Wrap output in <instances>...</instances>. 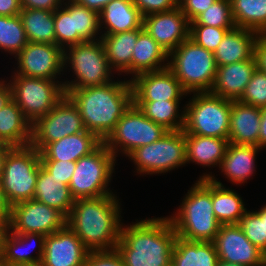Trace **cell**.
Returning <instances> with one entry per match:
<instances>
[{
	"label": "cell",
	"instance_id": "cell-1",
	"mask_svg": "<svg viewBox=\"0 0 266 266\" xmlns=\"http://www.w3.org/2000/svg\"><path fill=\"white\" fill-rule=\"evenodd\" d=\"M119 204L114 194L76 199L66 225L89 251L114 250L122 227Z\"/></svg>",
	"mask_w": 266,
	"mask_h": 266
},
{
	"label": "cell",
	"instance_id": "cell-2",
	"mask_svg": "<svg viewBox=\"0 0 266 266\" xmlns=\"http://www.w3.org/2000/svg\"><path fill=\"white\" fill-rule=\"evenodd\" d=\"M176 237L169 218H148L122 225L115 249L124 266H171Z\"/></svg>",
	"mask_w": 266,
	"mask_h": 266
},
{
	"label": "cell",
	"instance_id": "cell-3",
	"mask_svg": "<svg viewBox=\"0 0 266 266\" xmlns=\"http://www.w3.org/2000/svg\"><path fill=\"white\" fill-rule=\"evenodd\" d=\"M65 93L77 106L85 129L96 134L102 141L133 103L130 80L112 81L106 85Z\"/></svg>",
	"mask_w": 266,
	"mask_h": 266
},
{
	"label": "cell",
	"instance_id": "cell-4",
	"mask_svg": "<svg viewBox=\"0 0 266 266\" xmlns=\"http://www.w3.org/2000/svg\"><path fill=\"white\" fill-rule=\"evenodd\" d=\"M168 218L178 237L188 241L213 242L221 224L213 210L212 180H197L188 190L178 212Z\"/></svg>",
	"mask_w": 266,
	"mask_h": 266
},
{
	"label": "cell",
	"instance_id": "cell-5",
	"mask_svg": "<svg viewBox=\"0 0 266 266\" xmlns=\"http://www.w3.org/2000/svg\"><path fill=\"white\" fill-rule=\"evenodd\" d=\"M168 58V68L187 93L191 95L192 92H210L217 71L212 51L188 38Z\"/></svg>",
	"mask_w": 266,
	"mask_h": 266
},
{
	"label": "cell",
	"instance_id": "cell-6",
	"mask_svg": "<svg viewBox=\"0 0 266 266\" xmlns=\"http://www.w3.org/2000/svg\"><path fill=\"white\" fill-rule=\"evenodd\" d=\"M184 106L185 134L228 139L232 100L210 92H193Z\"/></svg>",
	"mask_w": 266,
	"mask_h": 266
},
{
	"label": "cell",
	"instance_id": "cell-7",
	"mask_svg": "<svg viewBox=\"0 0 266 266\" xmlns=\"http://www.w3.org/2000/svg\"><path fill=\"white\" fill-rule=\"evenodd\" d=\"M40 166V152L31 144L8 151L0 182L11 206L33 199Z\"/></svg>",
	"mask_w": 266,
	"mask_h": 266
},
{
	"label": "cell",
	"instance_id": "cell-8",
	"mask_svg": "<svg viewBox=\"0 0 266 266\" xmlns=\"http://www.w3.org/2000/svg\"><path fill=\"white\" fill-rule=\"evenodd\" d=\"M98 37L99 40L84 41L64 49V65L71 64L69 67L76 75V80L63 82L65 91L112 82V69L100 40L101 36Z\"/></svg>",
	"mask_w": 266,
	"mask_h": 266
},
{
	"label": "cell",
	"instance_id": "cell-9",
	"mask_svg": "<svg viewBox=\"0 0 266 266\" xmlns=\"http://www.w3.org/2000/svg\"><path fill=\"white\" fill-rule=\"evenodd\" d=\"M115 160L113 153L102 143L91 154L76 161V168L69 183L75 200L113 195L107 186L112 179Z\"/></svg>",
	"mask_w": 266,
	"mask_h": 266
},
{
	"label": "cell",
	"instance_id": "cell-10",
	"mask_svg": "<svg viewBox=\"0 0 266 266\" xmlns=\"http://www.w3.org/2000/svg\"><path fill=\"white\" fill-rule=\"evenodd\" d=\"M11 98L33 124L66 95L63 82L15 75L10 80Z\"/></svg>",
	"mask_w": 266,
	"mask_h": 266
},
{
	"label": "cell",
	"instance_id": "cell-11",
	"mask_svg": "<svg viewBox=\"0 0 266 266\" xmlns=\"http://www.w3.org/2000/svg\"><path fill=\"white\" fill-rule=\"evenodd\" d=\"M167 132L168 130L151 121L132 103L103 143L115 157L120 150L128 156L133 150L154 143Z\"/></svg>",
	"mask_w": 266,
	"mask_h": 266
},
{
	"label": "cell",
	"instance_id": "cell-12",
	"mask_svg": "<svg viewBox=\"0 0 266 266\" xmlns=\"http://www.w3.org/2000/svg\"><path fill=\"white\" fill-rule=\"evenodd\" d=\"M128 157L137 165L140 174H162L185 165V132L168 131L154 143L133 150Z\"/></svg>",
	"mask_w": 266,
	"mask_h": 266
},
{
	"label": "cell",
	"instance_id": "cell-13",
	"mask_svg": "<svg viewBox=\"0 0 266 266\" xmlns=\"http://www.w3.org/2000/svg\"><path fill=\"white\" fill-rule=\"evenodd\" d=\"M84 131L77 106L65 95L52 110L32 124L30 144L40 152L48 143Z\"/></svg>",
	"mask_w": 266,
	"mask_h": 266
},
{
	"label": "cell",
	"instance_id": "cell-14",
	"mask_svg": "<svg viewBox=\"0 0 266 266\" xmlns=\"http://www.w3.org/2000/svg\"><path fill=\"white\" fill-rule=\"evenodd\" d=\"M10 231L50 235L66 226V217L58 210L34 199L11 206Z\"/></svg>",
	"mask_w": 266,
	"mask_h": 266
},
{
	"label": "cell",
	"instance_id": "cell-15",
	"mask_svg": "<svg viewBox=\"0 0 266 266\" xmlns=\"http://www.w3.org/2000/svg\"><path fill=\"white\" fill-rule=\"evenodd\" d=\"M15 57L19 69L14 75L55 80L66 69L64 50L56 44L28 42Z\"/></svg>",
	"mask_w": 266,
	"mask_h": 266
},
{
	"label": "cell",
	"instance_id": "cell-16",
	"mask_svg": "<svg viewBox=\"0 0 266 266\" xmlns=\"http://www.w3.org/2000/svg\"><path fill=\"white\" fill-rule=\"evenodd\" d=\"M213 243L218 260L242 266H266V254L249 241L238 224L221 225Z\"/></svg>",
	"mask_w": 266,
	"mask_h": 266
},
{
	"label": "cell",
	"instance_id": "cell-17",
	"mask_svg": "<svg viewBox=\"0 0 266 266\" xmlns=\"http://www.w3.org/2000/svg\"><path fill=\"white\" fill-rule=\"evenodd\" d=\"M143 28L170 54L189 38L190 22L178 6L143 17Z\"/></svg>",
	"mask_w": 266,
	"mask_h": 266
},
{
	"label": "cell",
	"instance_id": "cell-18",
	"mask_svg": "<svg viewBox=\"0 0 266 266\" xmlns=\"http://www.w3.org/2000/svg\"><path fill=\"white\" fill-rule=\"evenodd\" d=\"M130 81L133 101L181 100L188 94L168 67L138 74Z\"/></svg>",
	"mask_w": 266,
	"mask_h": 266
},
{
	"label": "cell",
	"instance_id": "cell-19",
	"mask_svg": "<svg viewBox=\"0 0 266 266\" xmlns=\"http://www.w3.org/2000/svg\"><path fill=\"white\" fill-rule=\"evenodd\" d=\"M89 250L66 225L45 236L42 266H85Z\"/></svg>",
	"mask_w": 266,
	"mask_h": 266
},
{
	"label": "cell",
	"instance_id": "cell-20",
	"mask_svg": "<svg viewBox=\"0 0 266 266\" xmlns=\"http://www.w3.org/2000/svg\"><path fill=\"white\" fill-rule=\"evenodd\" d=\"M256 68L255 56L217 67L210 93L232 101L239 100Z\"/></svg>",
	"mask_w": 266,
	"mask_h": 266
},
{
	"label": "cell",
	"instance_id": "cell-21",
	"mask_svg": "<svg viewBox=\"0 0 266 266\" xmlns=\"http://www.w3.org/2000/svg\"><path fill=\"white\" fill-rule=\"evenodd\" d=\"M103 141L93 132L84 131L48 143L40 151L41 161H78L91 154Z\"/></svg>",
	"mask_w": 266,
	"mask_h": 266
},
{
	"label": "cell",
	"instance_id": "cell-22",
	"mask_svg": "<svg viewBox=\"0 0 266 266\" xmlns=\"http://www.w3.org/2000/svg\"><path fill=\"white\" fill-rule=\"evenodd\" d=\"M261 108L232 101L228 141L235 144L258 146Z\"/></svg>",
	"mask_w": 266,
	"mask_h": 266
},
{
	"label": "cell",
	"instance_id": "cell-23",
	"mask_svg": "<svg viewBox=\"0 0 266 266\" xmlns=\"http://www.w3.org/2000/svg\"><path fill=\"white\" fill-rule=\"evenodd\" d=\"M103 25L102 35L136 30L143 28V16L132 0H113L99 12L100 29Z\"/></svg>",
	"mask_w": 266,
	"mask_h": 266
},
{
	"label": "cell",
	"instance_id": "cell-24",
	"mask_svg": "<svg viewBox=\"0 0 266 266\" xmlns=\"http://www.w3.org/2000/svg\"><path fill=\"white\" fill-rule=\"evenodd\" d=\"M258 35L244 28L230 30L213 52L217 67L251 59Z\"/></svg>",
	"mask_w": 266,
	"mask_h": 266
},
{
	"label": "cell",
	"instance_id": "cell-25",
	"mask_svg": "<svg viewBox=\"0 0 266 266\" xmlns=\"http://www.w3.org/2000/svg\"><path fill=\"white\" fill-rule=\"evenodd\" d=\"M31 136L32 124L11 99L0 110V144L11 147L26 146L31 143Z\"/></svg>",
	"mask_w": 266,
	"mask_h": 266
},
{
	"label": "cell",
	"instance_id": "cell-26",
	"mask_svg": "<svg viewBox=\"0 0 266 266\" xmlns=\"http://www.w3.org/2000/svg\"><path fill=\"white\" fill-rule=\"evenodd\" d=\"M34 200L46 204L68 217L75 198L69 186L57 180L42 164L39 169Z\"/></svg>",
	"mask_w": 266,
	"mask_h": 266
},
{
	"label": "cell",
	"instance_id": "cell-27",
	"mask_svg": "<svg viewBox=\"0 0 266 266\" xmlns=\"http://www.w3.org/2000/svg\"><path fill=\"white\" fill-rule=\"evenodd\" d=\"M260 149L262 150L255 145L229 142L219 168L231 182L244 183L255 171V157Z\"/></svg>",
	"mask_w": 266,
	"mask_h": 266
},
{
	"label": "cell",
	"instance_id": "cell-28",
	"mask_svg": "<svg viewBox=\"0 0 266 266\" xmlns=\"http://www.w3.org/2000/svg\"><path fill=\"white\" fill-rule=\"evenodd\" d=\"M169 54L143 29L133 48L131 74L159 71L168 67ZM163 64V65H162ZM135 74V75H134Z\"/></svg>",
	"mask_w": 266,
	"mask_h": 266
},
{
	"label": "cell",
	"instance_id": "cell-29",
	"mask_svg": "<svg viewBox=\"0 0 266 266\" xmlns=\"http://www.w3.org/2000/svg\"><path fill=\"white\" fill-rule=\"evenodd\" d=\"M211 174H204L200 179L212 180V203L215 218L221 225L239 224L246 213L242 197L234 190L225 189L220 181Z\"/></svg>",
	"mask_w": 266,
	"mask_h": 266
},
{
	"label": "cell",
	"instance_id": "cell-30",
	"mask_svg": "<svg viewBox=\"0 0 266 266\" xmlns=\"http://www.w3.org/2000/svg\"><path fill=\"white\" fill-rule=\"evenodd\" d=\"M144 28L119 32L112 35H101L109 66L112 70L131 74L132 52L139 33Z\"/></svg>",
	"mask_w": 266,
	"mask_h": 266
},
{
	"label": "cell",
	"instance_id": "cell-31",
	"mask_svg": "<svg viewBox=\"0 0 266 266\" xmlns=\"http://www.w3.org/2000/svg\"><path fill=\"white\" fill-rule=\"evenodd\" d=\"M187 163L215 167L221 165L225 156L228 139L185 134ZM190 161V162H189ZM212 165V166H211Z\"/></svg>",
	"mask_w": 266,
	"mask_h": 266
},
{
	"label": "cell",
	"instance_id": "cell-32",
	"mask_svg": "<svg viewBox=\"0 0 266 266\" xmlns=\"http://www.w3.org/2000/svg\"><path fill=\"white\" fill-rule=\"evenodd\" d=\"M218 254L213 242L188 241L176 237L171 266H217Z\"/></svg>",
	"mask_w": 266,
	"mask_h": 266
},
{
	"label": "cell",
	"instance_id": "cell-33",
	"mask_svg": "<svg viewBox=\"0 0 266 266\" xmlns=\"http://www.w3.org/2000/svg\"><path fill=\"white\" fill-rule=\"evenodd\" d=\"M44 240L45 235L39 233L19 234L9 231L5 240L0 263L6 266L40 264L44 255ZM28 241H35L34 243H38V253L36 256L31 255L30 252L21 251L23 246H26V244L29 245L27 243Z\"/></svg>",
	"mask_w": 266,
	"mask_h": 266
},
{
	"label": "cell",
	"instance_id": "cell-34",
	"mask_svg": "<svg viewBox=\"0 0 266 266\" xmlns=\"http://www.w3.org/2000/svg\"><path fill=\"white\" fill-rule=\"evenodd\" d=\"M19 15L28 42L56 44L54 12L42 9H22Z\"/></svg>",
	"mask_w": 266,
	"mask_h": 266
},
{
	"label": "cell",
	"instance_id": "cell-35",
	"mask_svg": "<svg viewBox=\"0 0 266 266\" xmlns=\"http://www.w3.org/2000/svg\"><path fill=\"white\" fill-rule=\"evenodd\" d=\"M179 102L180 100L133 101L147 118L168 131L183 130L184 110L181 114L178 112Z\"/></svg>",
	"mask_w": 266,
	"mask_h": 266
},
{
	"label": "cell",
	"instance_id": "cell-36",
	"mask_svg": "<svg viewBox=\"0 0 266 266\" xmlns=\"http://www.w3.org/2000/svg\"><path fill=\"white\" fill-rule=\"evenodd\" d=\"M235 27L266 33V0H230Z\"/></svg>",
	"mask_w": 266,
	"mask_h": 266
},
{
	"label": "cell",
	"instance_id": "cell-37",
	"mask_svg": "<svg viewBox=\"0 0 266 266\" xmlns=\"http://www.w3.org/2000/svg\"><path fill=\"white\" fill-rule=\"evenodd\" d=\"M28 44L20 15H0V49L15 56Z\"/></svg>",
	"mask_w": 266,
	"mask_h": 266
},
{
	"label": "cell",
	"instance_id": "cell-38",
	"mask_svg": "<svg viewBox=\"0 0 266 266\" xmlns=\"http://www.w3.org/2000/svg\"><path fill=\"white\" fill-rule=\"evenodd\" d=\"M66 2L64 4L62 3L61 7L54 11L56 45L63 50L65 47L67 48L84 42L78 33L74 32L73 0Z\"/></svg>",
	"mask_w": 266,
	"mask_h": 266
},
{
	"label": "cell",
	"instance_id": "cell-39",
	"mask_svg": "<svg viewBox=\"0 0 266 266\" xmlns=\"http://www.w3.org/2000/svg\"><path fill=\"white\" fill-rule=\"evenodd\" d=\"M238 225L249 241L266 254V205L259 211H246Z\"/></svg>",
	"mask_w": 266,
	"mask_h": 266
},
{
	"label": "cell",
	"instance_id": "cell-40",
	"mask_svg": "<svg viewBox=\"0 0 266 266\" xmlns=\"http://www.w3.org/2000/svg\"><path fill=\"white\" fill-rule=\"evenodd\" d=\"M190 25L235 28L230 0H216L208 9L190 22Z\"/></svg>",
	"mask_w": 266,
	"mask_h": 266
},
{
	"label": "cell",
	"instance_id": "cell-41",
	"mask_svg": "<svg viewBox=\"0 0 266 266\" xmlns=\"http://www.w3.org/2000/svg\"><path fill=\"white\" fill-rule=\"evenodd\" d=\"M74 32L84 41L98 40L96 34L100 31L99 13L73 1Z\"/></svg>",
	"mask_w": 266,
	"mask_h": 266
},
{
	"label": "cell",
	"instance_id": "cell-42",
	"mask_svg": "<svg viewBox=\"0 0 266 266\" xmlns=\"http://www.w3.org/2000/svg\"><path fill=\"white\" fill-rule=\"evenodd\" d=\"M234 28H218L206 25H190L189 38L197 45L214 52L224 36Z\"/></svg>",
	"mask_w": 266,
	"mask_h": 266
},
{
	"label": "cell",
	"instance_id": "cell-43",
	"mask_svg": "<svg viewBox=\"0 0 266 266\" xmlns=\"http://www.w3.org/2000/svg\"><path fill=\"white\" fill-rule=\"evenodd\" d=\"M239 101L254 107H266V73L256 68Z\"/></svg>",
	"mask_w": 266,
	"mask_h": 266
},
{
	"label": "cell",
	"instance_id": "cell-44",
	"mask_svg": "<svg viewBox=\"0 0 266 266\" xmlns=\"http://www.w3.org/2000/svg\"><path fill=\"white\" fill-rule=\"evenodd\" d=\"M85 266H124L119 253L114 250L89 251Z\"/></svg>",
	"mask_w": 266,
	"mask_h": 266
},
{
	"label": "cell",
	"instance_id": "cell-45",
	"mask_svg": "<svg viewBox=\"0 0 266 266\" xmlns=\"http://www.w3.org/2000/svg\"><path fill=\"white\" fill-rule=\"evenodd\" d=\"M41 164L51 173L57 180L69 186L76 162L73 161H41Z\"/></svg>",
	"mask_w": 266,
	"mask_h": 266
},
{
	"label": "cell",
	"instance_id": "cell-46",
	"mask_svg": "<svg viewBox=\"0 0 266 266\" xmlns=\"http://www.w3.org/2000/svg\"><path fill=\"white\" fill-rule=\"evenodd\" d=\"M143 17L169 11L179 6V0H132Z\"/></svg>",
	"mask_w": 266,
	"mask_h": 266
},
{
	"label": "cell",
	"instance_id": "cell-47",
	"mask_svg": "<svg viewBox=\"0 0 266 266\" xmlns=\"http://www.w3.org/2000/svg\"><path fill=\"white\" fill-rule=\"evenodd\" d=\"M216 0H179V8L192 22L199 14L208 9Z\"/></svg>",
	"mask_w": 266,
	"mask_h": 266
},
{
	"label": "cell",
	"instance_id": "cell-48",
	"mask_svg": "<svg viewBox=\"0 0 266 266\" xmlns=\"http://www.w3.org/2000/svg\"><path fill=\"white\" fill-rule=\"evenodd\" d=\"M65 0H20L22 9H42L54 12Z\"/></svg>",
	"mask_w": 266,
	"mask_h": 266
},
{
	"label": "cell",
	"instance_id": "cell-49",
	"mask_svg": "<svg viewBox=\"0 0 266 266\" xmlns=\"http://www.w3.org/2000/svg\"><path fill=\"white\" fill-rule=\"evenodd\" d=\"M254 56L257 68L266 73V33L258 35L254 47Z\"/></svg>",
	"mask_w": 266,
	"mask_h": 266
},
{
	"label": "cell",
	"instance_id": "cell-50",
	"mask_svg": "<svg viewBox=\"0 0 266 266\" xmlns=\"http://www.w3.org/2000/svg\"><path fill=\"white\" fill-rule=\"evenodd\" d=\"M21 10L20 0H0L1 16H17Z\"/></svg>",
	"mask_w": 266,
	"mask_h": 266
},
{
	"label": "cell",
	"instance_id": "cell-51",
	"mask_svg": "<svg viewBox=\"0 0 266 266\" xmlns=\"http://www.w3.org/2000/svg\"><path fill=\"white\" fill-rule=\"evenodd\" d=\"M75 3L92 9L96 12H100L104 6L109 4L113 0H73Z\"/></svg>",
	"mask_w": 266,
	"mask_h": 266
},
{
	"label": "cell",
	"instance_id": "cell-52",
	"mask_svg": "<svg viewBox=\"0 0 266 266\" xmlns=\"http://www.w3.org/2000/svg\"><path fill=\"white\" fill-rule=\"evenodd\" d=\"M258 147L266 148V107L261 108L260 131L258 137Z\"/></svg>",
	"mask_w": 266,
	"mask_h": 266
},
{
	"label": "cell",
	"instance_id": "cell-53",
	"mask_svg": "<svg viewBox=\"0 0 266 266\" xmlns=\"http://www.w3.org/2000/svg\"><path fill=\"white\" fill-rule=\"evenodd\" d=\"M11 205L8 203L0 182V219H10Z\"/></svg>",
	"mask_w": 266,
	"mask_h": 266
},
{
	"label": "cell",
	"instance_id": "cell-54",
	"mask_svg": "<svg viewBox=\"0 0 266 266\" xmlns=\"http://www.w3.org/2000/svg\"><path fill=\"white\" fill-rule=\"evenodd\" d=\"M9 231H10V220L0 219V258L2 256L5 240Z\"/></svg>",
	"mask_w": 266,
	"mask_h": 266
},
{
	"label": "cell",
	"instance_id": "cell-55",
	"mask_svg": "<svg viewBox=\"0 0 266 266\" xmlns=\"http://www.w3.org/2000/svg\"><path fill=\"white\" fill-rule=\"evenodd\" d=\"M5 82V83H4ZM11 89L9 83L6 81H0V110L4 105L11 100Z\"/></svg>",
	"mask_w": 266,
	"mask_h": 266
},
{
	"label": "cell",
	"instance_id": "cell-56",
	"mask_svg": "<svg viewBox=\"0 0 266 266\" xmlns=\"http://www.w3.org/2000/svg\"><path fill=\"white\" fill-rule=\"evenodd\" d=\"M11 146L0 144V179L3 172L5 158L7 156L8 151L11 149Z\"/></svg>",
	"mask_w": 266,
	"mask_h": 266
},
{
	"label": "cell",
	"instance_id": "cell-57",
	"mask_svg": "<svg viewBox=\"0 0 266 266\" xmlns=\"http://www.w3.org/2000/svg\"><path fill=\"white\" fill-rule=\"evenodd\" d=\"M217 266H242L234 263H228L223 260H218Z\"/></svg>",
	"mask_w": 266,
	"mask_h": 266
},
{
	"label": "cell",
	"instance_id": "cell-58",
	"mask_svg": "<svg viewBox=\"0 0 266 266\" xmlns=\"http://www.w3.org/2000/svg\"><path fill=\"white\" fill-rule=\"evenodd\" d=\"M14 266H42V265L40 263V264H24V265H14Z\"/></svg>",
	"mask_w": 266,
	"mask_h": 266
}]
</instances>
